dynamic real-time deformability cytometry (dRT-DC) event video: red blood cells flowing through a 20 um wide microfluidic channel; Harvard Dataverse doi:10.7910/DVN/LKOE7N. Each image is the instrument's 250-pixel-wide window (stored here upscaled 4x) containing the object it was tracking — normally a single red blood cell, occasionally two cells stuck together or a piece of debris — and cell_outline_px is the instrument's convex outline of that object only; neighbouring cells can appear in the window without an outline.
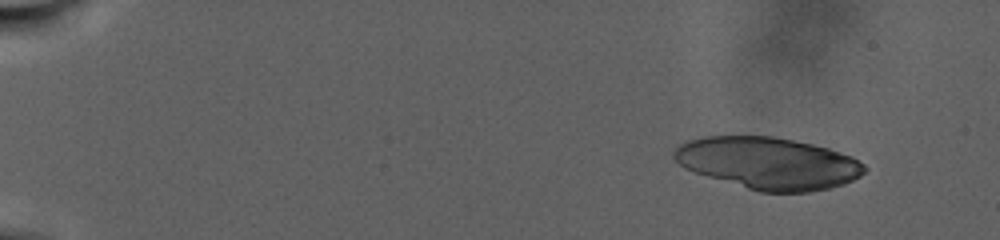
{"species": "human", "species_latin": "Homo sapiens", "temperature_condition": "warm", "stored_images_in_passage": 52, "camera_frame_rate_fps": 3000, "um_per_image_px": 0.085, "donor": {"sex": "male"}, "frame": {"image": 1, "passage_image": 1, "time_ms": 0.0, "image_size_px": [1000, 240], "cell_outline_px": [[868, 168], [860, 176], [844, 184], [812, 192], [760, 192], [708, 176], [684, 168], [672, 156], [672, 152], [680, 144], [688, 140], [704, 136], [772, 136], [812, 144], [828, 148], [852, 156], [864, 164]], "centroid_in_image_um": [65.32, 13.86], "position_along_channel_um": 19.7, "area_um2": 57.45}}